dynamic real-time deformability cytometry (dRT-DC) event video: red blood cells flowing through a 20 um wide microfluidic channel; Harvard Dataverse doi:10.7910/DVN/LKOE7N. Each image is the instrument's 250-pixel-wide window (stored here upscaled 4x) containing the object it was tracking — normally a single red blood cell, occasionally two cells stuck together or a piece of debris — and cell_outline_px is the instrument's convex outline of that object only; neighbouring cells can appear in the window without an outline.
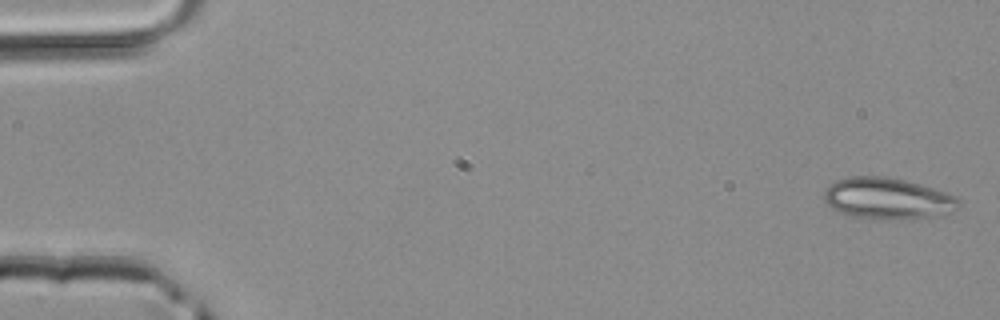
{"species": "common noctule bat (a hibernating species)", "species_latin": "Nyctalus noctula", "temperature_condition": "room temperature", "stored_images_in_passage": 4, "camera_frame_rate_fps": 3000, "um_per_image_px": 0.085, "animal": {"sex": "male", "body_mass_g": 20.4}, "frame": {"image": 1, "passage_image": 1, "time_ms": 0.0, "image_size_px": [1000, 320], "cell_outline_px": [[960, 208], [936, 216], [888, 220], [880, 220], [852, 216], [840, 212], [832, 208], [824, 200], [824, 188], [828, 184], [836, 180], [848, 176], [888, 176], [920, 184], [956, 196], [960, 200]], "centroid_in_image_um": [75.41, 16.86], "position_along_channel_um": 9.6, "area_um2": 32.71}}